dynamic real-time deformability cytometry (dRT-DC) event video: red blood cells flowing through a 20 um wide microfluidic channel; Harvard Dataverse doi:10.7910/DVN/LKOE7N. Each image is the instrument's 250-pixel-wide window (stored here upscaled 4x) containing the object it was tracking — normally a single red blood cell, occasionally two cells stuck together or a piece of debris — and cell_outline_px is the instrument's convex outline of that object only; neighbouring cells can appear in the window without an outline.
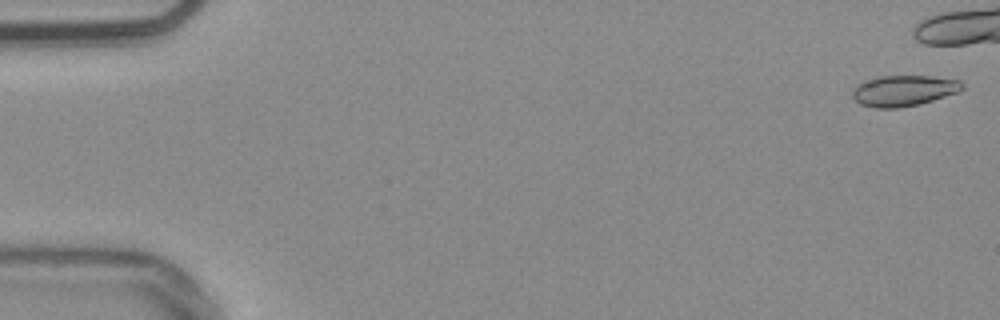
{"species": "common noctule bat (a hibernating species)", "species_latin": "Nyctalus noctula", "temperature_condition": "warm", "stored_images_in_passage": 42, "camera_frame_rate_fps": 3000, "um_per_image_px": 0.085, "animal": {"sex": "male", "body_mass_g": 20.4}, "frame": {"image": 1, "passage_image": 1, "time_ms": 0.0, "image_size_px": [1000, 320], "cell_outline_px": [[964, 88], [960, 92], [920, 104], [896, 108], [876, 108], [860, 104], [852, 96], [852, 92], [864, 80], [880, 76], [928, 76], [960, 80], [964, 84]], "centroid_in_image_um": [76.86, 7.71], "position_along_channel_um": 8.1, "area_um2": 19.71}}